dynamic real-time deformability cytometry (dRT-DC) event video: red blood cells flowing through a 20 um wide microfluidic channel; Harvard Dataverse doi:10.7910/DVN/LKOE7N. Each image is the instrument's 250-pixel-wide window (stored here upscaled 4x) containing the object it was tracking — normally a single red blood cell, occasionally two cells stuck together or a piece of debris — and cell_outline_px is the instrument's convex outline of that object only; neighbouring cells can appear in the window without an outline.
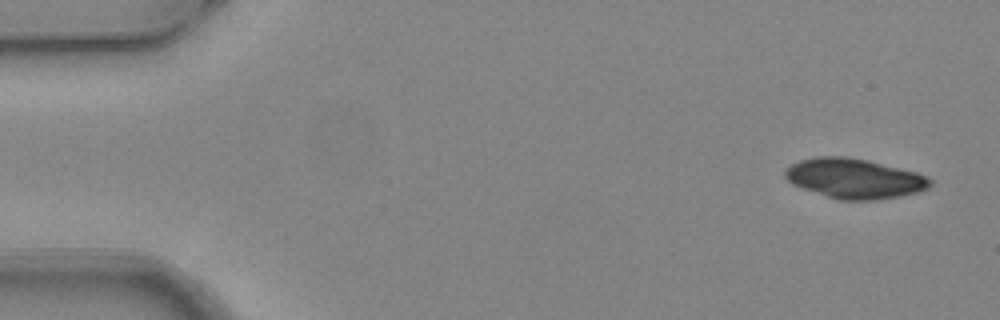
{"species": "common noctule bat (a hibernating species)", "species_latin": "Nyctalus noctula", "temperature_condition": "warm", "stored_images_in_passage": 6, "camera_frame_rate_fps": 3000, "um_per_image_px": 0.085, "animal": {"sex": "female", "body_mass_g": 24.6, "forearm_length_mm": 56.2}, "frame": {"image": 1, "passage_image": 1, "time_ms": 0.0, "image_size_px": [1000, 320], "cell_outline_px": [[932, 184], [928, 188], [920, 192], [900, 196], [876, 200], [836, 200], [792, 184], [784, 176], [784, 172], [792, 164], [800, 160], [816, 156], [848, 156], [868, 160], [916, 172], [928, 176], [932, 180]], "centroid_in_image_um": [72.65, 15.17], "position_along_channel_um": 12.4, "area_um2": 33.93}}
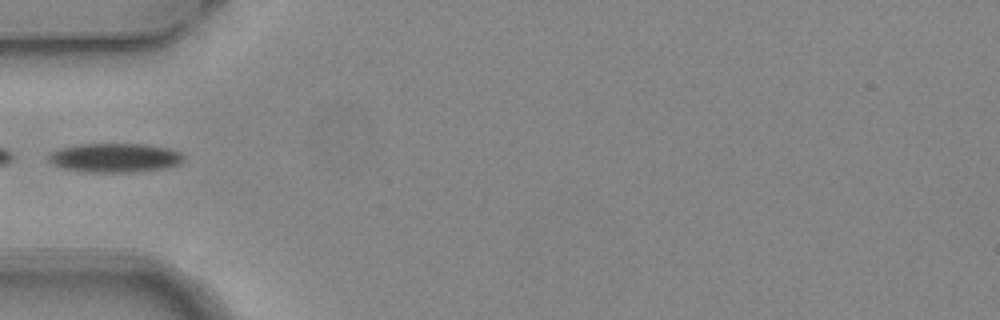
{"frame": {"image": 2, "passage_image": 5, "time_ms": 1.333, "image_size_px": [1000, 320], "cell_outline_px": [[184, 160], [180, 164], [164, 168], [132, 172], [84, 172], [64, 168], [52, 164], [48, 160], [48, 152], [60, 148], [80, 144], [148, 144], [172, 148], [180, 152], [184, 156]], "centroid_in_image_um": [9.78, 13.4], "position_along_channel_um": 75.2, "area_um2": 23.18}}
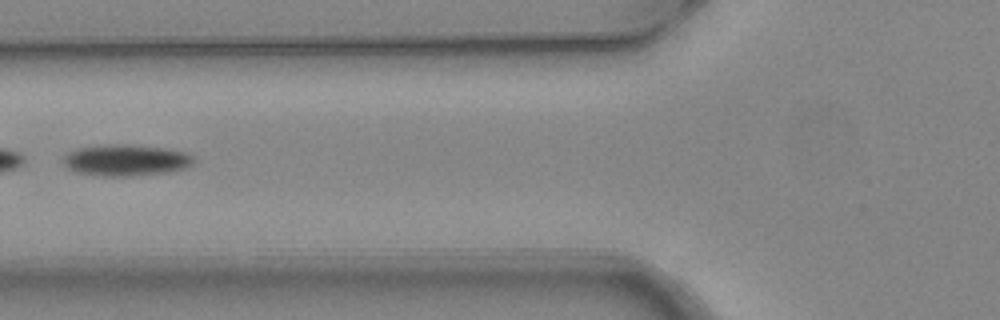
{"frame": {"image": 3, "passage_image": 6, "time_ms": 1.667, "image_size_px": [1000, 320], "cell_outline_px": [[196, 160], [188, 168], [172, 172], [132, 176], [100, 176], [76, 172], [68, 168], [64, 164], [64, 156], [68, 152], [76, 148], [104, 144], [128, 144], [168, 148], [188, 152]], "centroid_in_image_um": [10.76, 13.61], "position_along_channel_um": 115.0, "area_um2": 24.39}}